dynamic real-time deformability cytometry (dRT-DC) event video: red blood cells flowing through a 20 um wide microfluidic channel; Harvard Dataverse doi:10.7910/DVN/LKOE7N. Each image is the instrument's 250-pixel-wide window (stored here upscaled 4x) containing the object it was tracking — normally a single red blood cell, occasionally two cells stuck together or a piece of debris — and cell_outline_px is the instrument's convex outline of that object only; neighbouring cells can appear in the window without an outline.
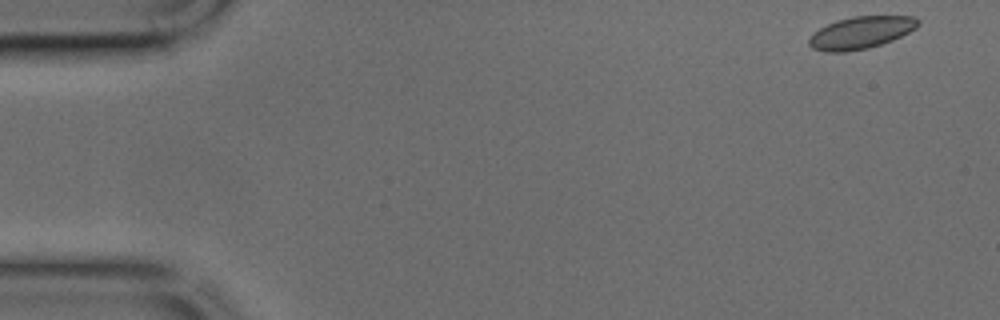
{"species": "common noctule bat (a hibernating species)", "species_latin": "Nyctalus noctula", "temperature_condition": "cold", "stored_images_in_passage": 44, "camera_frame_rate_fps": 3000, "um_per_image_px": 0.085, "animal": {"sex": "male", "body_mass_g": 17.9, "forearm_length_mm": 54.2}, "frame": {"image": 1, "passage_image": 1, "time_ms": 0.0, "image_size_px": [1000, 320], "cell_outline_px": [[920, 24], [916, 28], [892, 40], [868, 48], [844, 52], [824, 52], [812, 48], [808, 44], [808, 40], [820, 28], [836, 20], [852, 16], [916, 16], [920, 20]], "centroid_in_image_um": [73.19, 2.76], "position_along_channel_um": 11.8, "area_um2": 20.4}}
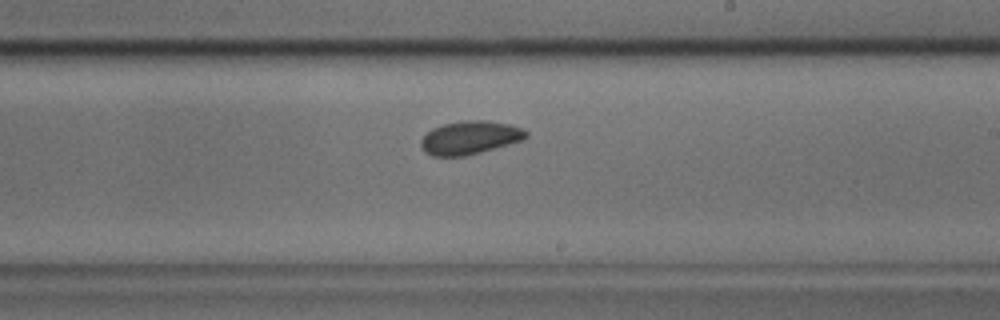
{"frame": {"image": 2, "passage_image": 25, "time_ms": 8.0, "image_size_px": [1000, 320], "cell_outline_px": [[528, 136], [524, 140], [480, 152], [464, 156], [432, 156], [424, 152], [420, 144], [420, 140], [432, 128], [444, 124], [464, 120], [484, 120], [508, 124], [520, 128], [528, 132]], "centroid_in_image_um": [39.93, 11.7], "position_along_channel_um": 249.1, "area_um2": 20.35}}
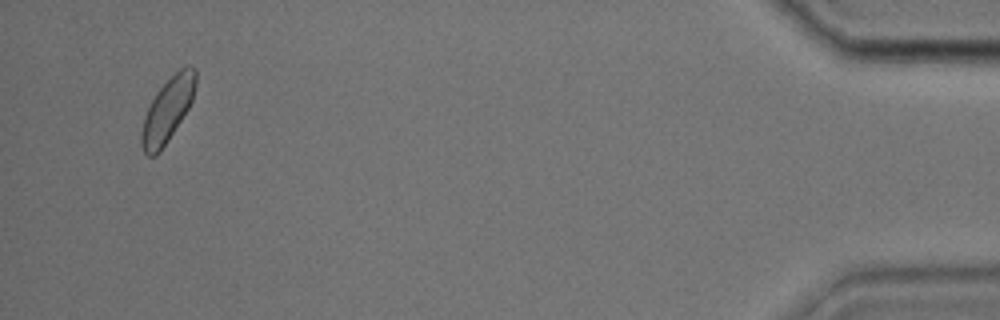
{"frame": {"image": 3, "passage_image": 42, "time_ms": 13.667, "image_size_px": [1000, 320], "cell_outline_px": [[196, 84], [192, 100], [188, 108], [168, 140], [160, 152], [156, 156], [148, 156], [144, 152], [140, 144], [140, 132], [144, 116], [156, 92], [184, 64], [192, 64], [196, 68]], "centroid_in_image_um": [14.24, 9.33], "position_along_channel_um": 421.0, "area_um2": 20.23}}